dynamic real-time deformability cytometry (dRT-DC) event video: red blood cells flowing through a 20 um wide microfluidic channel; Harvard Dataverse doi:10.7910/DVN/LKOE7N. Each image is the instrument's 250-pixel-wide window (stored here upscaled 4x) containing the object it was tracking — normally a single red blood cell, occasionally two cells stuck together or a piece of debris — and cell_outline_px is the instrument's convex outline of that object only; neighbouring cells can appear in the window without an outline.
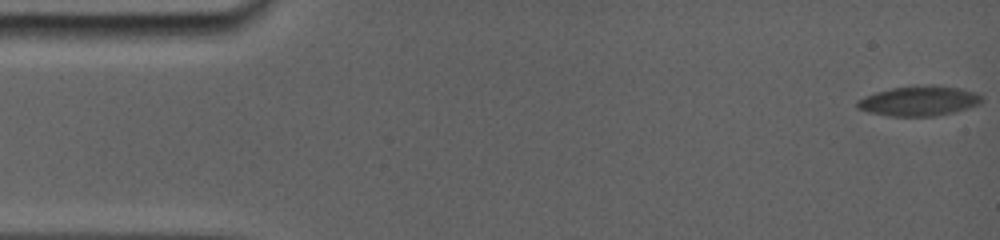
{"species": "common noctule bat (a hibernating species)", "species_latin": "Nyctalus noctula", "temperature_condition": "room temperature", "stored_images_in_passage": 11, "camera_frame_rate_fps": 5000, "um_per_image_px": 0.085, "animal": {"sex": "female", "body_mass_g": 19.0, "forearm_length_mm": 56.7}, "frame": {"image": 1, "passage_image": 1, "time_ms": 0.0, "image_size_px": [1000, 240], "cell_outline_px": [[980, 104], [948, 112], [928, 116], [896, 116], [872, 112], [856, 108], [856, 104], [864, 96], [876, 92], [892, 88], [912, 84], [932, 84], [964, 88], [980, 92]], "centroid_in_image_um": [78.13, 8.52], "position_along_channel_um": 6.9, "area_um2": 21.56}}
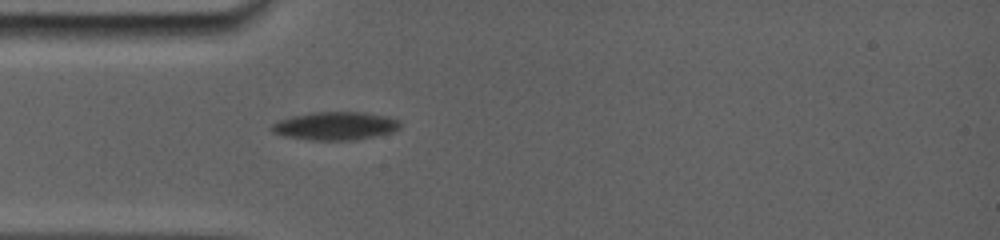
{"frame": {"image": 2, "passage_image": 7, "time_ms": 5.0, "image_size_px": [1000, 240], "cell_outline_px": [[400, 124], [396, 128], [384, 132], [344, 140], [324, 140], [292, 136], [276, 132], [272, 128], [272, 124], [280, 120], [312, 112], [364, 112], [384, 116], [396, 120]], "centroid_in_image_um": [28.46, 10.66], "position_along_channel_um": 56.5, "area_um2": 19.42}}
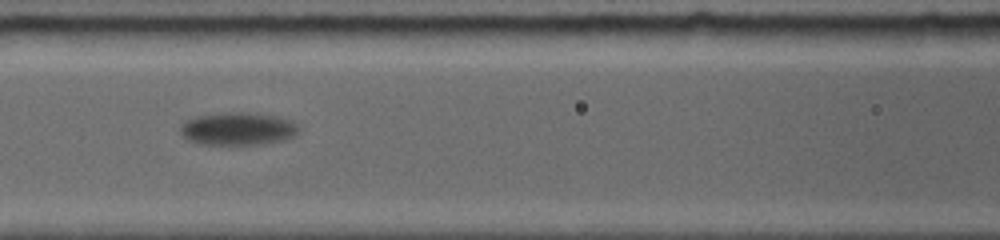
{"frame": {"image": 3, "passage_image": 10, "time_ms": 7.6, "image_size_px": [1000, 240], "cell_outline_px": [[296, 132], [292, 136], [272, 140], [244, 144], [220, 144], [196, 140], [184, 136], [184, 124], [188, 120], [196, 116], [232, 112], [244, 112], [276, 116], [288, 120], [296, 128]], "centroid_in_image_um": [20.22, 10.89], "position_along_channel_um": 146.4, "area_um2": 20.63}}